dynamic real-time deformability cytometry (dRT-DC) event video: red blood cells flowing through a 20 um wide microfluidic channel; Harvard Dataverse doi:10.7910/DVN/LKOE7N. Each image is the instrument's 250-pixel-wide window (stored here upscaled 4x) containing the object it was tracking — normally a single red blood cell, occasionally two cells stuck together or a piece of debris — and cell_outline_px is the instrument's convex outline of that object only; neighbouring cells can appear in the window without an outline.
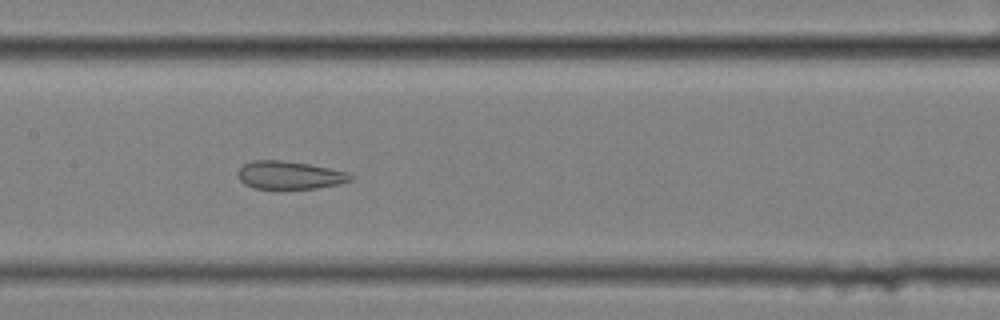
{"species": "common noctule bat (a hibernating species)", "species_latin": "Nyctalus noctula", "temperature_condition": "cold", "stored_images_in_passage": 50, "segment_of_instrument_passage": [2, 2], "camera_frame_rate_fps": 3000, "um_per_image_px": 0.085, "animal": {"sex": "female", "body_mass_g": 25.1}, "frame": {"image": 1, "passage_image": 20, "time_ms": 6.333, "image_size_px": [1000, 320], "cell_outline_px": [[352, 180], [340, 184], [316, 188], [256, 188], [244, 184], [240, 180], [236, 172], [244, 164], [252, 160], [280, 160], [308, 164], [348, 172], [352, 176]], "centroid_in_image_um": [24.6, 14.88], "position_along_channel_um": 182.8, "area_um2": 18.21}}
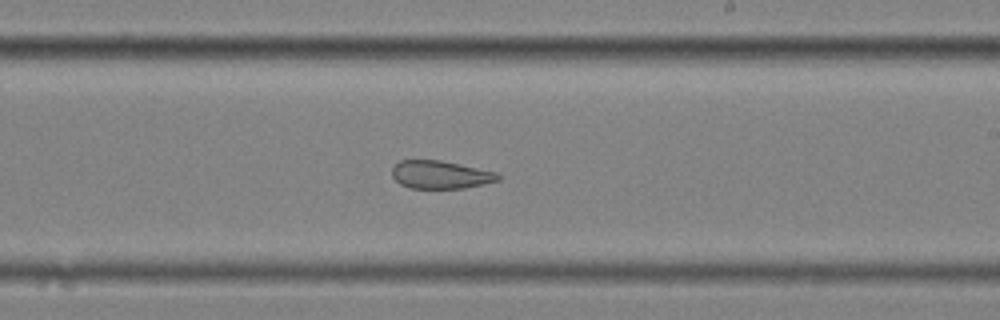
{"frame": {"image": 2, "passage_image": 26, "time_ms": 8.333, "image_size_px": [1000, 320], "cell_outline_px": [[504, 176], [500, 180], [484, 184], [464, 188], [412, 188], [400, 184], [392, 176], [392, 168], [400, 160], [440, 160], [496, 172]], "centroid_in_image_um": [37.47, 14.85], "position_along_channel_um": 251.5, "area_um2": 17.28}}
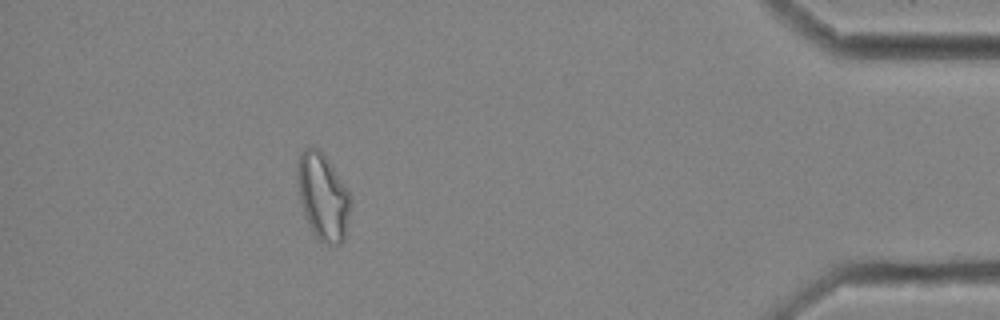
{"frame": {"image": 3, "passage_image": 44, "time_ms": 14.333, "image_size_px": [1000, 320], "cell_outline_px": [[348, 216], [344, 240], [340, 244], [328, 244], [320, 240], [316, 236], [308, 224], [300, 200], [296, 180], [296, 168], [300, 156], [304, 148], [320, 148], [328, 160], [348, 192]], "centroid_in_image_um": [27.39, 16.7], "position_along_channel_um": 407.8, "area_um2": 26.13}}